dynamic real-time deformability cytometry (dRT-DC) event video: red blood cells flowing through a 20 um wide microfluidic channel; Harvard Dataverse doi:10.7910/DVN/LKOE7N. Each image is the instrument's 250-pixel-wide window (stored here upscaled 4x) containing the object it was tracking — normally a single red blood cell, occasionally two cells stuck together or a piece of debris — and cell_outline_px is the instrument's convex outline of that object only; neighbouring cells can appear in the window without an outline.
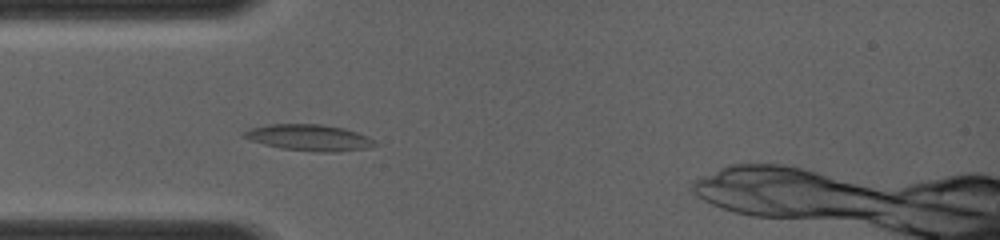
{"species": "common noctule bat (a hibernating species)", "species_latin": "Nyctalus noctula", "temperature_condition": "room temperature", "stored_images_in_passage": 3, "camera_frame_rate_fps": 4000, "um_per_image_px": 0.085, "animal": {"sex": "female", "body_mass_g": 19.0, "forearm_length_mm": 56.7}, "frame": {"image": 1, "passage_image": 3, "time_ms": 2.25, "image_size_px": [1000, 240], "cell_outline_px": [[380, 144], [372, 148], [340, 152], [320, 152], [280, 148], [264, 144], [240, 136], [244, 132], [252, 128], [268, 124], [320, 124], [344, 128], [368, 136], [376, 140]], "centroid_in_image_um": [26.37, 11.71], "position_along_channel_um": 58.6, "area_um2": 20.23}}